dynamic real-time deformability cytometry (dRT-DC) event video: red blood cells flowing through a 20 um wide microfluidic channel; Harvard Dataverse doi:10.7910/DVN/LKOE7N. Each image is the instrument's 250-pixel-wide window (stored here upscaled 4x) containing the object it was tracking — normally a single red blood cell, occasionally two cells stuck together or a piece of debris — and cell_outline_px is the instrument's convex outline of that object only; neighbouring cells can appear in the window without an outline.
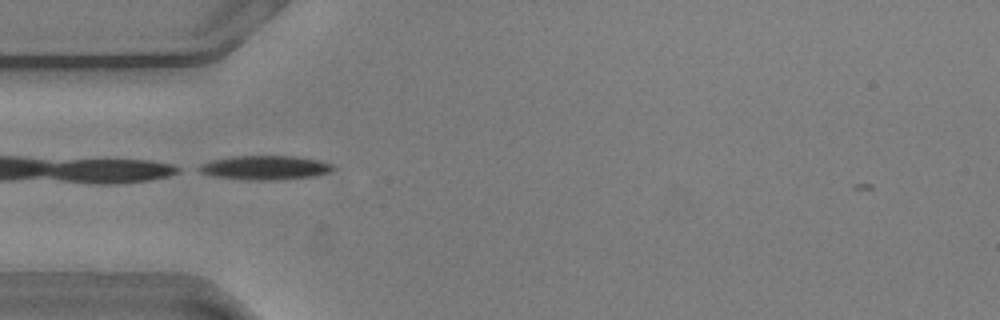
{"species": "common noctule bat (a hibernating species)", "species_latin": "Nyctalus noctula", "temperature_condition": "warm", "stored_images_in_passage": 38, "camera_frame_rate_fps": 3000, "um_per_image_px": 0.085, "animal": {"sex": "male", "body_mass_g": 20.5, "forearm_length_mm": 52.5}, "frame": {"image": 1, "passage_image": 1, "time_ms": 0.0, "image_size_px": [1000, 320], "cell_outline_px": [[336, 168], [332, 172], [312, 176], [272, 180], [248, 180], [212, 176], [200, 172], [192, 168], [200, 164], [212, 160], [232, 156], [296, 156], [320, 160], [332, 164]], "centroid_in_image_um": [22.5, 14.24], "position_along_channel_um": 62.5, "area_um2": 19.07}, "authors_computed_cell_mechanics": {"area_um2": 18.8717, "velocity_mm_per_s": 3.6124, "shape_relaxation_time_tau1_ms": 3.6515, "shape_relaxation_time_tau2_ms": 5.8353, "deformation_change_tau1": 0.1528, "deformation_change_tau2": 0.1521}}